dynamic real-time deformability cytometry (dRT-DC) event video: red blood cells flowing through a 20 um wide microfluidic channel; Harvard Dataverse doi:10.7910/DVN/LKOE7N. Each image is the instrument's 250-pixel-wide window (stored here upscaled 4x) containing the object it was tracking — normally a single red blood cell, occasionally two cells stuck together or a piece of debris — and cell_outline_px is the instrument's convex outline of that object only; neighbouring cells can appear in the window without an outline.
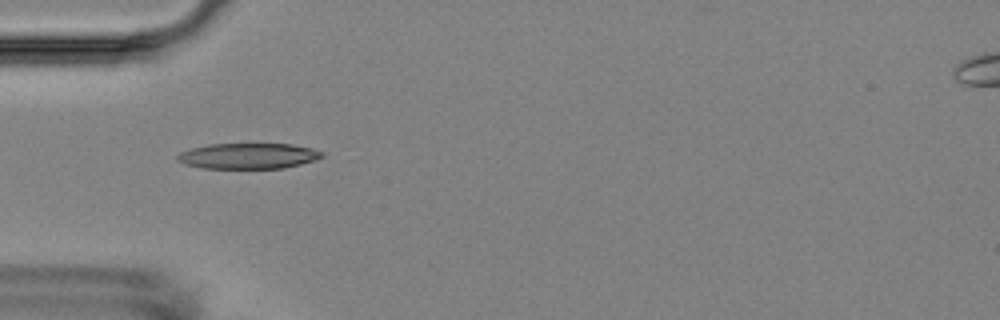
{"species": "Egyptian fruit bat (a non-hibernating species)", "species_latin": "Rousettus aegyptiacus", "temperature_condition": "room temperature", "stored_images_in_passage": 4, "camera_frame_rate_fps": 3000, "um_per_image_px": 0.085, "animal": {"sex": "female"}, "frame": {"image": 1, "passage_image": 3, "time_ms": 2.333, "image_size_px": [1000, 320], "cell_outline_px": [[324, 156], [316, 160], [284, 168], [200, 168], [184, 164], [176, 160], [176, 156], [180, 152], [192, 148], [208, 144], [292, 144], [312, 148], [324, 152]], "centroid_in_image_um": [21.1, 13.25], "position_along_channel_um": 63.9, "area_um2": 21.73}}